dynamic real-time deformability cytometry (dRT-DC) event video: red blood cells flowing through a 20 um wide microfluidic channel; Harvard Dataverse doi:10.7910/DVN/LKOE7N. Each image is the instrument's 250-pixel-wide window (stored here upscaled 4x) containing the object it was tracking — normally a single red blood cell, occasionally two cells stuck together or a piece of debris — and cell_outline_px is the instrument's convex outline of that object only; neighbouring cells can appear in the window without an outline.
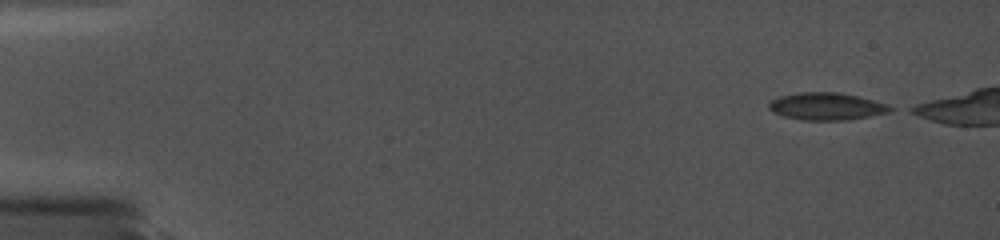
{"species": "common noctule bat (a hibernating species)", "species_latin": "Nyctalus noctula", "temperature_condition": "cold", "stored_images_in_passage": 23, "camera_frame_rate_fps": 5000, "um_per_image_px": 0.085, "animal": {"sex": "female", "body_mass_g": 19.0, "forearm_length_mm": 56.7}, "frame": {"image": 1, "passage_image": 1, "time_ms": 0.0, "image_size_px": [1000, 240], "cell_outline_px": [[896, 108], [888, 112], [868, 116], [844, 120], [804, 120], [784, 116], [772, 112], [768, 108], [768, 100], [780, 96], [800, 92], [840, 92], [860, 96], [888, 104]], "centroid_in_image_um": [70.24, 9.02], "position_along_channel_um": 14.8, "area_um2": 19.48}}
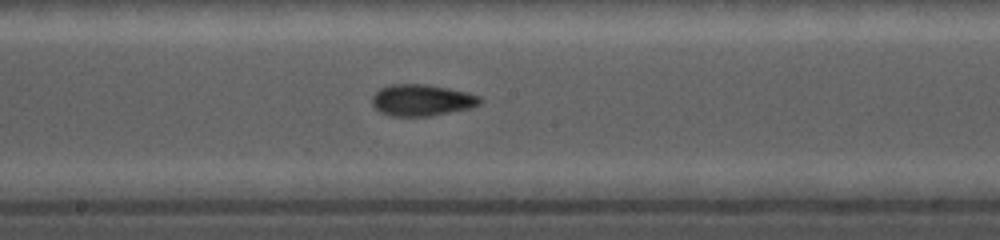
{"frame": {"image": 2, "passage_image": 15, "time_ms": 8.6, "image_size_px": [1000, 240], "cell_outline_px": [[484, 100], [480, 104], [472, 108], [432, 116], [392, 116], [380, 112], [372, 104], [372, 96], [380, 88], [392, 84], [428, 84], [468, 92], [480, 96]], "centroid_in_image_um": [35.9, 8.51], "position_along_channel_um": 212.3, "area_um2": 20.06}}
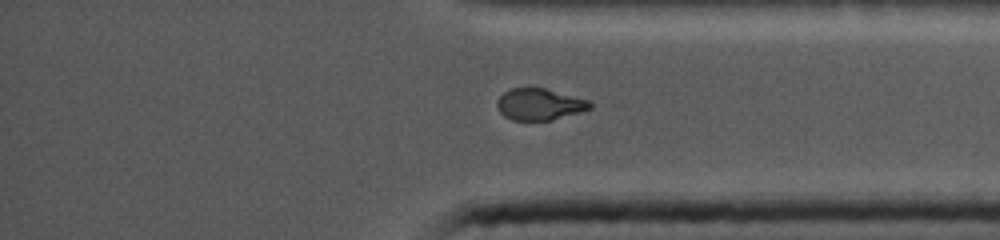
{"frame": {"image": 3, "passage_image": 23, "time_ms": 13.2, "image_size_px": [1000, 240], "cell_outline_px": [[596, 104], [592, 108], [580, 112], [552, 120], [512, 120], [504, 116], [500, 112], [496, 104], [496, 100], [504, 92], [512, 88], [544, 88], [588, 100]], "centroid_in_image_um": [45.87, 8.87], "position_along_channel_um": 389.3, "area_um2": 17.11}}